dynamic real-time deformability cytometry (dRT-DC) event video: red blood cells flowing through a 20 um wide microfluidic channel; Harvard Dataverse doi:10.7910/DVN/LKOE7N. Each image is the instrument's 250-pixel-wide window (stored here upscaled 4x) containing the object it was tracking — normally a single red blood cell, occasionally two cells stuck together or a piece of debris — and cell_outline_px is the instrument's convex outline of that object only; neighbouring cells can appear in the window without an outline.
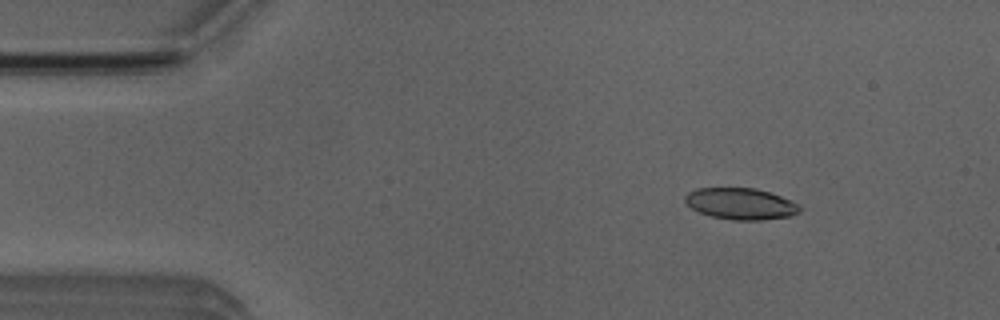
{"species": "Egyptian fruit bat (a non-hibernating species)", "species_latin": "Rousettus aegyptiacus", "temperature_condition": "room temperature", "stored_images_in_passage": 50, "camera_frame_rate_fps": 3000, "um_per_image_px": 0.085, "animal": {"sex": "male"}, "frame": {"image": 1, "passage_image": 7, "time_ms": 2.0, "image_size_px": [1000, 320], "cell_outline_px": [[800, 212], [788, 216], [760, 220], [732, 220], [712, 216], [700, 212], [692, 208], [684, 200], [684, 196], [688, 192], [696, 188], [756, 188], [780, 196], [800, 204]], "centroid_in_image_um": [62.95, 17.31], "position_along_channel_um": 22.1, "area_um2": 20.87}}
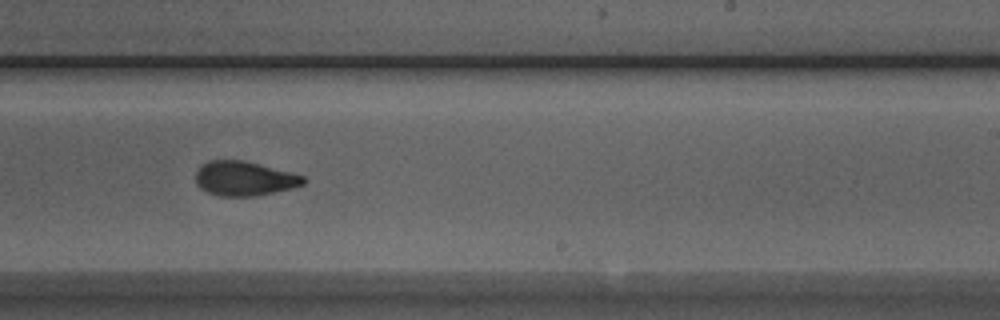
{"frame": {"image": 2, "passage_image": 31, "time_ms": 10.0, "image_size_px": [1000, 320], "cell_outline_px": [[308, 180], [304, 184], [292, 188], [256, 196], [220, 196], [208, 192], [200, 188], [196, 184], [196, 168], [200, 164], [208, 160], [244, 160], [292, 172], [304, 176]], "centroid_in_image_um": [20.76, 15.16], "position_along_channel_um": 268.2, "area_um2": 21.91}}
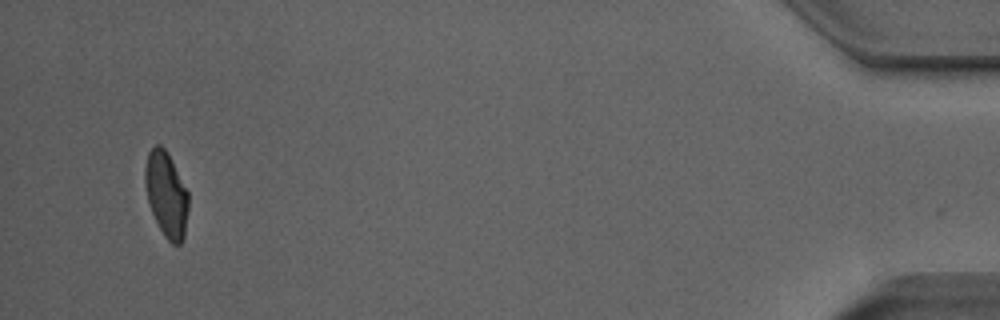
{"frame": {"image": 3, "passage_image": 49, "time_ms": 16.0, "image_size_px": [1000, 320], "cell_outline_px": [[188, 208], [184, 236], [180, 244], [172, 244], [164, 236], [148, 204], [144, 184], [144, 168], [148, 152], [156, 144], [160, 144], [168, 152], [188, 192]], "centroid_in_image_um": [14.12, 16.49], "position_along_channel_um": 421.1, "area_um2": 21.62}, "authors_computed_cell_mechanics": {"area_um2": 22.1085, "velocity_mm_per_s": 3.9824, "shape_relaxation_time_tau1_ms": 5.202, "shape_relaxation_time_tau2_ms": 1.7883, "deformation_change_tau1": 0.1418, "deformation_change_tau2": 0.0789}}